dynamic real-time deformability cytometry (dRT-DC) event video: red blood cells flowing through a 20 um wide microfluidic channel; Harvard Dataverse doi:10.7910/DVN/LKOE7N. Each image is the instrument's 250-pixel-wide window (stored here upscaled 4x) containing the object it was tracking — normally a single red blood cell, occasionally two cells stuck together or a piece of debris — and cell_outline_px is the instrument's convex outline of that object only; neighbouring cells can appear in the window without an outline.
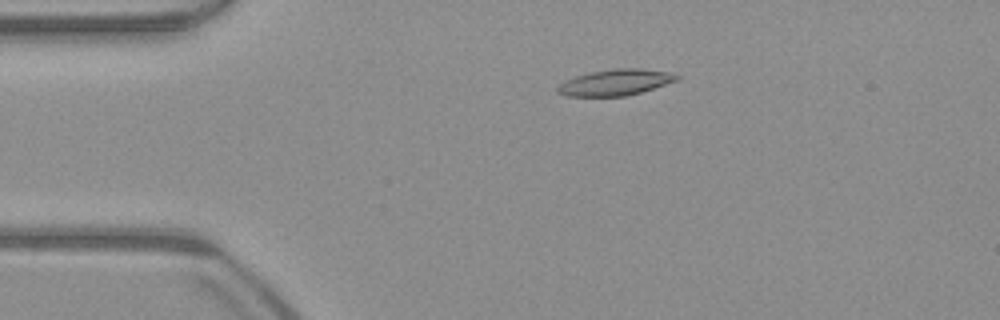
{"species": "common noctule bat (a hibernating species)", "species_latin": "Nyctalus noctula", "temperature_condition": "warm", "stored_images_in_passage": 53, "camera_frame_rate_fps": 3000, "um_per_image_px": 0.085, "animal": {"sex": "male", "body_mass_g": 23.1, "forearm_length_mm": 52.7}, "frame": {"image": 1, "passage_image": 11, "time_ms": 3.333, "image_size_px": [1000, 320], "cell_outline_px": [[680, 80], [640, 92], [624, 96], [568, 96], [556, 92], [556, 88], [560, 84], [576, 76], [592, 72], [616, 68], [636, 68], [668, 72], [680, 76]], "centroid_in_image_um": [52.33, 7.01], "position_along_channel_um": 32.7, "area_um2": 17.86}}
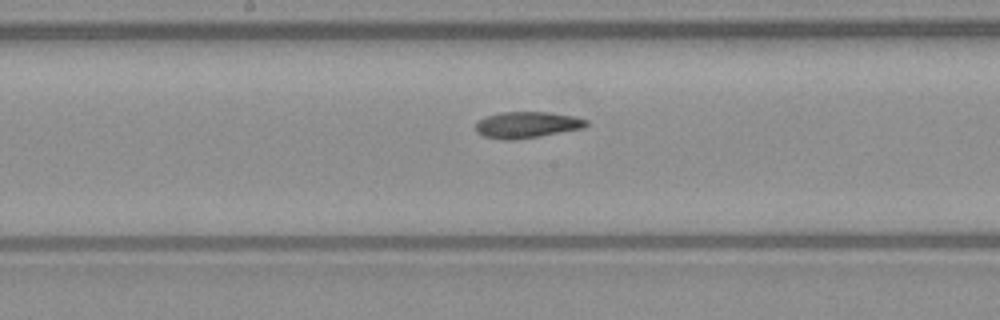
{"frame": {"image": 2, "passage_image": 27, "time_ms": 8.667, "image_size_px": [1000, 320], "cell_outline_px": [[588, 124], [584, 128], [516, 140], [504, 140], [484, 136], [476, 132], [476, 124], [484, 116], [500, 112], [548, 112], [572, 116], [588, 120]], "centroid_in_image_um": [44.77, 10.61], "position_along_channel_um": 203.4, "area_um2": 16.94}}
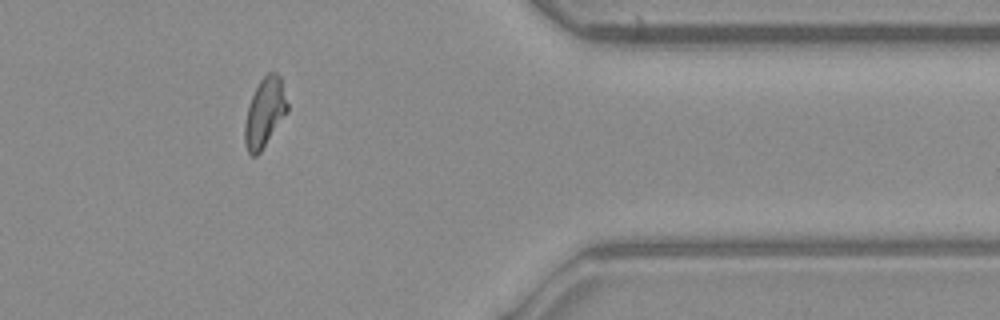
{"frame": {"image": 3, "passage_image": 43, "time_ms": 14.0, "image_size_px": [1000, 320], "cell_outline_px": [[288, 112], [260, 152], [256, 156], [252, 156], [248, 152], [244, 144], [244, 124], [248, 104], [260, 80], [268, 72], [276, 72], [280, 76], [288, 104]], "centroid_in_image_um": [22.49, 9.58], "position_along_channel_um": 388.9, "area_um2": 17.22}, "authors_computed_cell_mechanics": {"area_um2": 17.2244, "velocity_mm_per_s": 3.9364, "shape_relaxation_time_tau1_ms": null, "shape_relaxation_time_tau2_ms": 4.387, "deformation_change_tau1": null, "deformation_change_tau2": 0.1159}}